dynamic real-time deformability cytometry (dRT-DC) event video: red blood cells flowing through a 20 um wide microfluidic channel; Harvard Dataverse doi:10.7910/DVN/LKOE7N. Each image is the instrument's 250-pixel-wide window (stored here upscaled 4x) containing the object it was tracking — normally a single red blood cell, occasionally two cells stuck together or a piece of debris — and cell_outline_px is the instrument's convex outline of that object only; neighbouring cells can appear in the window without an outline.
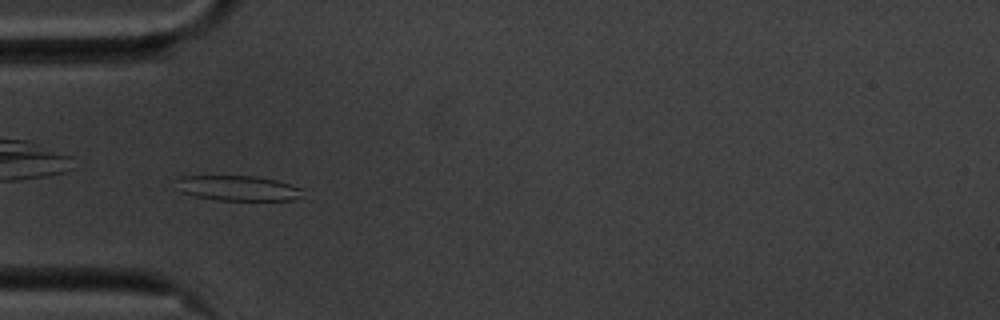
{"species": "common noctule bat (a hibernating species)", "species_latin": "Nyctalus noctula", "temperature_condition": "cold", "stored_images_in_passage": 40, "camera_frame_rate_fps": 3000, "um_per_image_px": 0.085, "animal": {"sex": "male", "body_mass_g": 20.1, "forearm_length_mm": 53.5}, "frame": {"image": 1, "passage_image": 5, "time_ms": 1.333, "image_size_px": [1000, 320], "cell_outline_px": [[300, 188], [296, 196], [292, 200], [216, 200], [196, 196], [180, 192], [172, 180], [180, 176], [256, 176], [276, 180]], "centroid_in_image_um": [20.05, 15.98], "position_along_channel_um": 65.0, "area_um2": 18.32}}
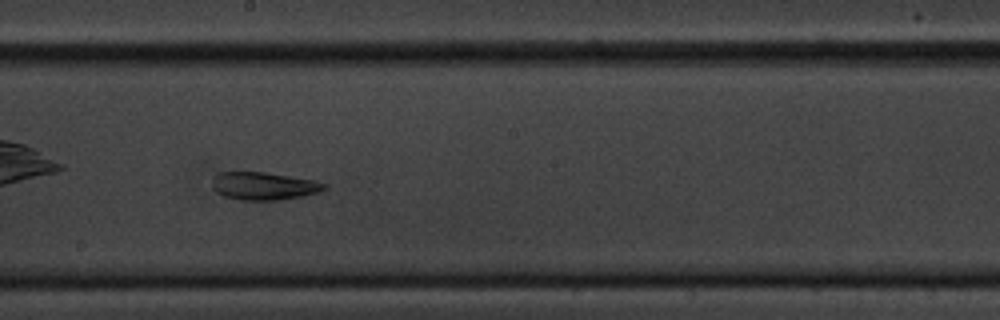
{"frame": {"image": 2, "passage_image": 19, "time_ms": 6.0, "image_size_px": [1000, 320], "cell_outline_px": [[328, 188], [304, 196], [280, 200], [240, 200], [224, 196], [216, 192], [212, 188], [212, 180], [216, 172], [264, 172], [316, 180], [328, 184]], "centroid_in_image_um": [22.42, 15.81], "position_along_channel_um": 225.8, "area_um2": 18.38}}
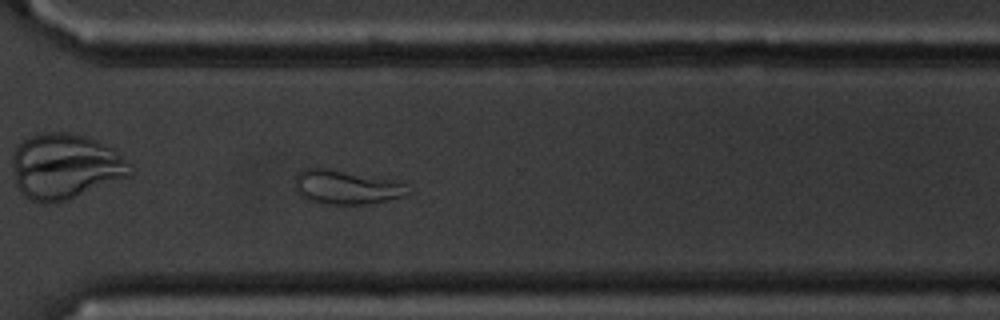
{"frame": {"image": 3, "passage_image": 29, "time_ms": 9.333, "image_size_px": [1000, 320], "cell_outline_px": [[412, 192], [404, 196], [368, 204], [328, 204], [308, 200], [300, 196], [296, 192], [296, 172], [304, 168], [328, 168], [392, 180], [408, 184]], "centroid_in_image_um": [29.44, 15.91], "position_along_channel_um": 341.2, "area_um2": 22.54}}